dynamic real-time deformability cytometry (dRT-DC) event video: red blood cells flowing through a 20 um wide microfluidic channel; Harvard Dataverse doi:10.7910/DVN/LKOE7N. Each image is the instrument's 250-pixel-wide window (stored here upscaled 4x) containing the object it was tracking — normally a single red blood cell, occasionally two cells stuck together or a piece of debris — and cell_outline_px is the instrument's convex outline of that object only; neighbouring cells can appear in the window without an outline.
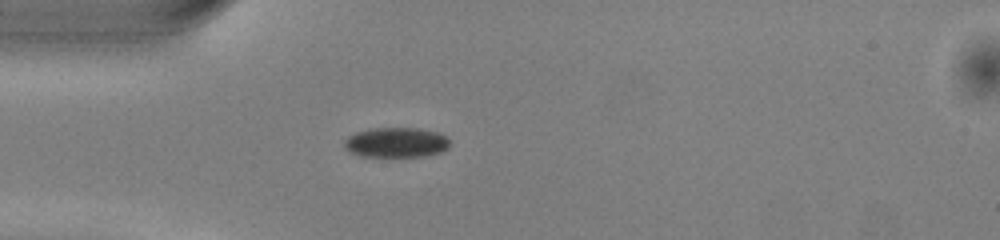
{"species": "common noctule bat (a hibernating species)", "species_latin": "Nyctalus noctula", "temperature_condition": "warm", "stored_images_in_passage": 37, "camera_frame_rate_fps": 3000, "um_per_image_px": 0.085, "animal": {"sex": "male", "body_mass_g": 13.0, "forearm_length_mm": 53.1}, "frame": {"image": 1, "passage_image": 1, "time_ms": 0.0, "image_size_px": [1000, 240], "cell_outline_px": [[448, 148], [440, 152], [428, 156], [360, 156], [348, 152], [344, 148], [344, 140], [348, 136], [356, 132], [372, 128], [420, 128], [440, 132], [448, 136]], "centroid_in_image_um": [33.67, 12.1], "position_along_channel_um": 51.3, "area_um2": 18.67}}
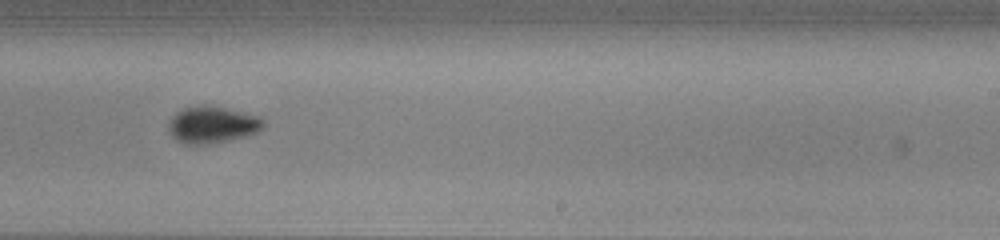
{"frame": {"image": 2, "passage_image": 18, "time_ms": 5.667, "image_size_px": [1000, 240], "cell_outline_px": [[264, 128], [256, 132], [244, 136], [228, 140], [200, 144], [184, 144], [172, 136], [168, 128], [168, 124], [172, 116], [176, 112], [184, 108], [200, 104], [208, 104], [256, 116], [264, 120]], "centroid_in_image_um": [18.0, 10.58], "position_along_channel_um": 271.0, "area_um2": 20.06}}
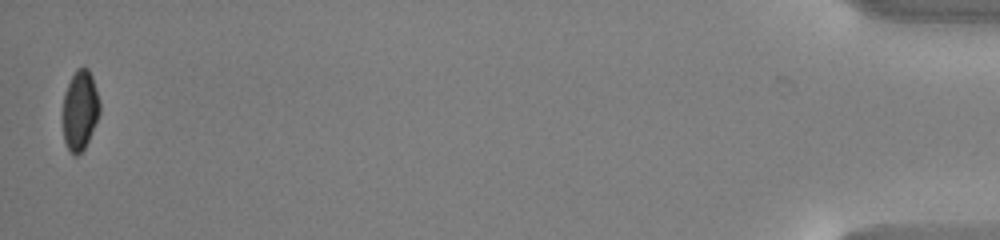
{"frame": {"image": 3, "passage_image": 37, "time_ms": 12.0, "image_size_px": [1000, 240], "cell_outline_px": [[100, 112], [88, 140], [84, 148], [76, 156], [68, 148], [64, 140], [64, 92], [76, 68], [88, 68], [92, 76], [100, 104]], "centroid_in_image_um": [6.81, 9.34], "position_along_channel_um": 428.4, "area_um2": 16.7}, "authors_computed_cell_mechanics": {"area_um2": 19.1896, "velocity_mm_per_s": 4.0453, "shape_relaxation_time_tau1_ms": 2.2075, "shape_relaxation_time_tau2_ms": null, "deformation_change_tau1": 0.0723, "deformation_change_tau2": null}}